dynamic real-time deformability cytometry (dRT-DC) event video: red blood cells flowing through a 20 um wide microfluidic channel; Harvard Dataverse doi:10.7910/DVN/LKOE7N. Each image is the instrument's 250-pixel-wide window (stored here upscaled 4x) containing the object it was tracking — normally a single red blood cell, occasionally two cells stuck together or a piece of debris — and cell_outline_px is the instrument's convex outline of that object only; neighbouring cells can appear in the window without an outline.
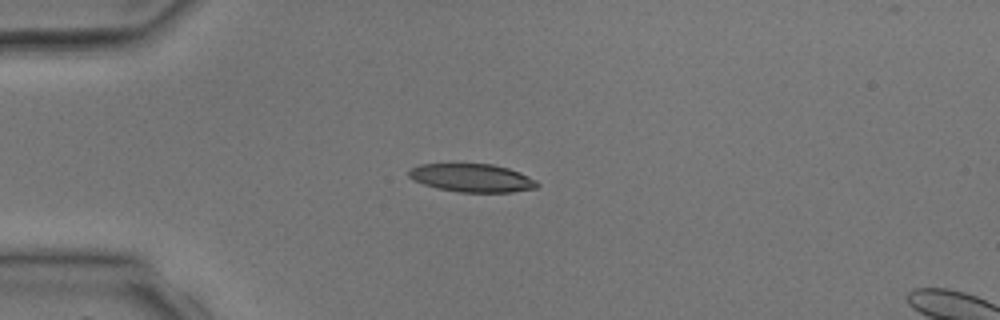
{"species": "common noctule bat (a hibernating species)", "species_latin": "Nyctalus noctula", "temperature_condition": "room temperature", "stored_images_in_passage": 4, "camera_frame_rate_fps": 3000, "um_per_image_px": 0.085, "animal": {"sex": "male", "body_mass_g": 17.9, "forearm_length_mm": 54.2}, "frame": {"image": 1, "passage_image": 3, "time_ms": 3.333, "image_size_px": [1000, 320], "cell_outline_px": [[540, 184], [536, 188], [512, 192], [460, 192], [436, 188], [412, 180], [408, 176], [408, 172], [412, 168], [420, 164], [492, 164], [508, 168], [520, 172], [536, 180]], "centroid_in_image_um": [40.13, 15.12], "position_along_channel_um": 44.9, "area_um2": 21.1}}